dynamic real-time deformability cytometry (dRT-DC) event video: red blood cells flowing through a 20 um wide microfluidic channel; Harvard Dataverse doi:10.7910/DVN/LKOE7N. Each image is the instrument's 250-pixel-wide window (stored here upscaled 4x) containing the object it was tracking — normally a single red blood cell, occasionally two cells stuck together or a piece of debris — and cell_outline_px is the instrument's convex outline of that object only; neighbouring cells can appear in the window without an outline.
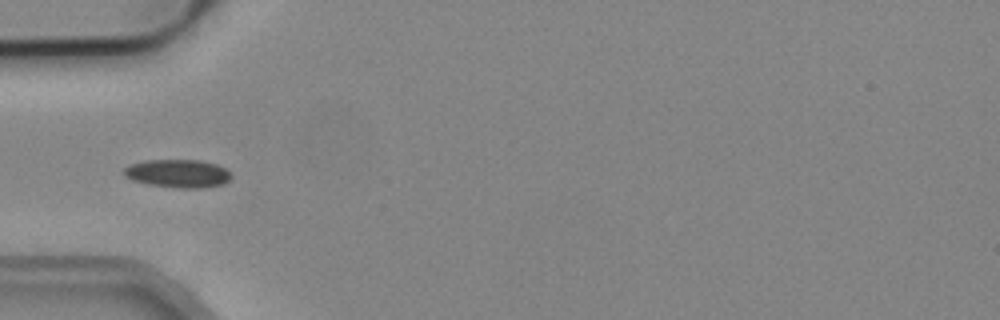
{"species": "common noctule bat (a hibernating species)", "species_latin": "Nyctalus noctula", "temperature_condition": "cold", "stored_images_in_passage": 4, "camera_frame_rate_fps": 3000, "um_per_image_px": 0.085, "animal": {"sex": "male", "body_mass_g": 19.2, "forearm_length_mm": 51.8}, "frame": {"image": 1, "passage_image": 4, "time_ms": 1.0, "image_size_px": [1000, 320], "cell_outline_px": [[232, 176], [224, 184], [204, 188], [180, 188], [148, 184], [132, 180], [124, 176], [124, 168], [128, 164], [144, 160], [200, 160], [216, 164], [224, 168]], "centroid_in_image_um": [15.09, 14.74], "position_along_channel_um": 69.9, "area_um2": 17.69}}